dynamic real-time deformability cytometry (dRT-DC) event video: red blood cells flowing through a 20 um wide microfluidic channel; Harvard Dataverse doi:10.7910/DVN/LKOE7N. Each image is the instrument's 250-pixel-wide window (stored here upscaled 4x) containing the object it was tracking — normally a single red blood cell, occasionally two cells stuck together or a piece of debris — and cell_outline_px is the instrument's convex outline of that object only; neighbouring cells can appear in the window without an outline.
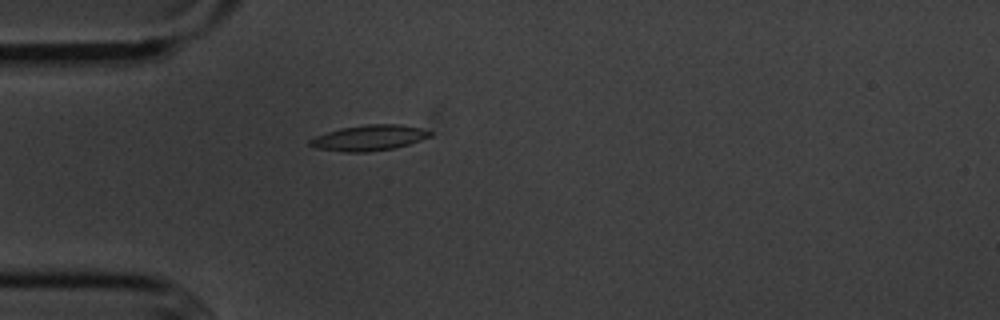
{"species": "common noctule bat (a hibernating species)", "species_latin": "Nyctalus noctula", "temperature_condition": "cold", "stored_images_in_passage": 2, "camera_frame_rate_fps": 3000, "um_per_image_px": 0.085, "animal": {"sex": "male", "body_mass_g": 20.1, "forearm_length_mm": 53.5}, "frame": {"image": 1, "passage_image": 2, "time_ms": 2.0, "image_size_px": [1000, 320], "cell_outline_px": [[432, 136], [408, 144], [392, 148], [368, 152], [348, 152], [316, 148], [308, 144], [308, 140], [316, 136], [340, 128], [368, 124], [400, 124], [420, 128], [432, 132]], "centroid_in_image_um": [31.36, 11.71], "position_along_channel_um": 53.6, "area_um2": 17.74}}